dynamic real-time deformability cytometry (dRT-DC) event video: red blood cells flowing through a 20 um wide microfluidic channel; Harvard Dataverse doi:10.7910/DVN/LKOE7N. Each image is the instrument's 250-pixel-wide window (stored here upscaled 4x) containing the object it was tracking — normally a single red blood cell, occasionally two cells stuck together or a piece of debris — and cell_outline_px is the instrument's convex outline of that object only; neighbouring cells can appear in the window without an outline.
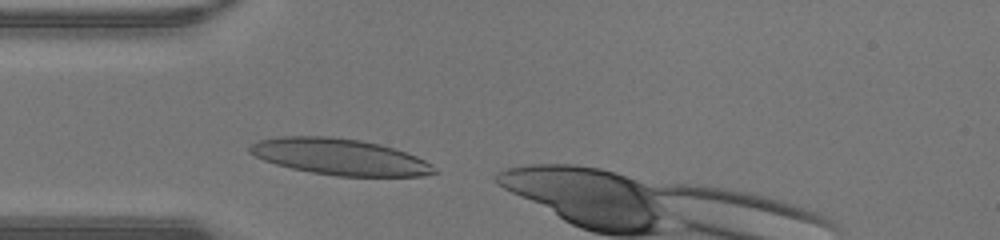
{"species": "human", "species_latin": "Homo sapiens", "temperature_condition": "warm", "stored_images_in_passage": 27, "camera_frame_rate_fps": 3000, "um_per_image_px": 0.085, "donor": {"sex": "male"}, "frame": {"image": 1, "passage_image": 2, "time_ms": 0.333, "image_size_px": [1000, 240], "cell_outline_px": [[440, 172], [420, 176], [336, 176], [312, 172], [292, 168], [276, 164], [264, 160], [248, 152], [248, 144], [260, 140], [280, 136], [332, 136], [360, 140], [380, 144], [416, 156], [432, 164]], "centroid_in_image_um": [28.87, 13.32], "position_along_channel_um": 56.1, "area_um2": 38.96}}
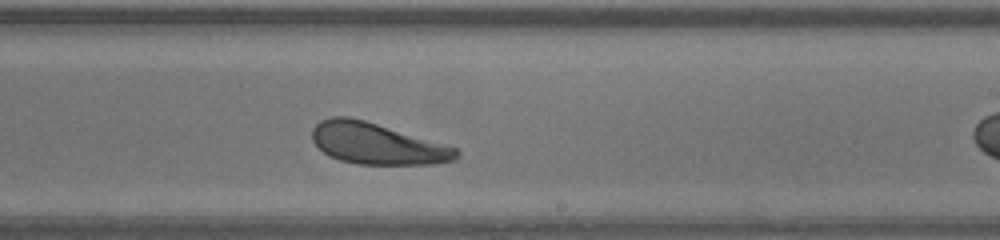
{"frame": {"image": 2, "passage_image": 16, "time_ms": 5.0, "image_size_px": [1000, 240], "cell_outline_px": [[460, 156], [456, 160], [432, 164], [356, 164], [340, 160], [328, 156], [312, 140], [312, 128], [320, 120], [332, 116], [348, 116], [364, 120], [448, 144], [456, 148], [460, 152]], "centroid_in_image_um": [32.07, 12.21], "position_along_channel_um": 256.9, "area_um2": 34.91}}
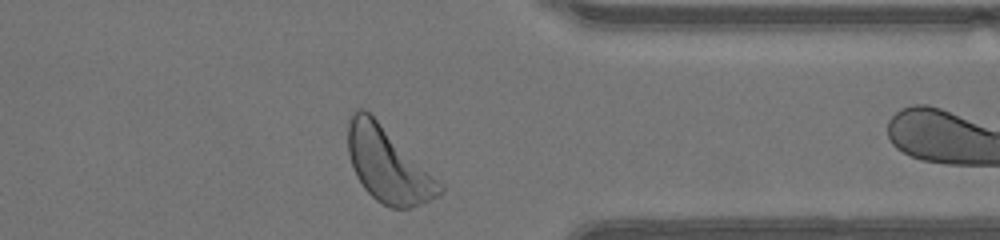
{"frame": {"image": 3, "passage_image": 25, "time_ms": 8.0, "image_size_px": [1000, 240], "cell_outline_px": [[444, 192], [420, 204], [408, 208], [388, 208], [376, 200], [364, 188], [356, 176], [348, 152], [348, 120], [352, 108], [364, 108], [444, 184]], "centroid_in_image_um": [32.96, 14.01], "position_along_channel_um": 378.4, "area_um2": 39.71}}